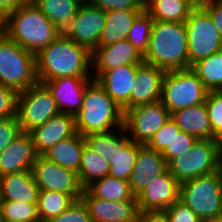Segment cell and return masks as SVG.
I'll list each match as a JSON object with an SVG mask.
<instances>
[{
	"label": "cell",
	"instance_id": "cell-1",
	"mask_svg": "<svg viewBox=\"0 0 222 222\" xmlns=\"http://www.w3.org/2000/svg\"><path fill=\"white\" fill-rule=\"evenodd\" d=\"M38 82L61 77H90L92 53L61 33L36 55Z\"/></svg>",
	"mask_w": 222,
	"mask_h": 222
},
{
	"label": "cell",
	"instance_id": "cell-2",
	"mask_svg": "<svg viewBox=\"0 0 222 222\" xmlns=\"http://www.w3.org/2000/svg\"><path fill=\"white\" fill-rule=\"evenodd\" d=\"M0 30L35 55L61 34L32 0L9 12L0 21Z\"/></svg>",
	"mask_w": 222,
	"mask_h": 222
},
{
	"label": "cell",
	"instance_id": "cell-3",
	"mask_svg": "<svg viewBox=\"0 0 222 222\" xmlns=\"http://www.w3.org/2000/svg\"><path fill=\"white\" fill-rule=\"evenodd\" d=\"M144 62L164 71L188 69L185 23L154 21Z\"/></svg>",
	"mask_w": 222,
	"mask_h": 222
},
{
	"label": "cell",
	"instance_id": "cell-4",
	"mask_svg": "<svg viewBox=\"0 0 222 222\" xmlns=\"http://www.w3.org/2000/svg\"><path fill=\"white\" fill-rule=\"evenodd\" d=\"M74 120L76 132L86 136L124 127V111L94 80L86 88L81 108Z\"/></svg>",
	"mask_w": 222,
	"mask_h": 222
},
{
	"label": "cell",
	"instance_id": "cell-5",
	"mask_svg": "<svg viewBox=\"0 0 222 222\" xmlns=\"http://www.w3.org/2000/svg\"><path fill=\"white\" fill-rule=\"evenodd\" d=\"M113 131L90 133L85 136L86 143L109 162L108 176L128 181L138 155V143L126 135L124 127L118 128L117 133Z\"/></svg>",
	"mask_w": 222,
	"mask_h": 222
},
{
	"label": "cell",
	"instance_id": "cell-6",
	"mask_svg": "<svg viewBox=\"0 0 222 222\" xmlns=\"http://www.w3.org/2000/svg\"><path fill=\"white\" fill-rule=\"evenodd\" d=\"M179 200L203 222H216L222 216V169L181 182Z\"/></svg>",
	"mask_w": 222,
	"mask_h": 222
},
{
	"label": "cell",
	"instance_id": "cell-7",
	"mask_svg": "<svg viewBox=\"0 0 222 222\" xmlns=\"http://www.w3.org/2000/svg\"><path fill=\"white\" fill-rule=\"evenodd\" d=\"M0 83L24 91L38 83L35 54L0 30Z\"/></svg>",
	"mask_w": 222,
	"mask_h": 222
},
{
	"label": "cell",
	"instance_id": "cell-8",
	"mask_svg": "<svg viewBox=\"0 0 222 222\" xmlns=\"http://www.w3.org/2000/svg\"><path fill=\"white\" fill-rule=\"evenodd\" d=\"M222 142L197 139L187 152L177 155L168 163V170L179 182L221 170Z\"/></svg>",
	"mask_w": 222,
	"mask_h": 222
},
{
	"label": "cell",
	"instance_id": "cell-9",
	"mask_svg": "<svg viewBox=\"0 0 222 222\" xmlns=\"http://www.w3.org/2000/svg\"><path fill=\"white\" fill-rule=\"evenodd\" d=\"M208 92L190 68L166 71L160 101L172 114L177 110L205 103Z\"/></svg>",
	"mask_w": 222,
	"mask_h": 222
},
{
	"label": "cell",
	"instance_id": "cell-10",
	"mask_svg": "<svg viewBox=\"0 0 222 222\" xmlns=\"http://www.w3.org/2000/svg\"><path fill=\"white\" fill-rule=\"evenodd\" d=\"M188 68L222 50V38L209 14L198 4L185 21Z\"/></svg>",
	"mask_w": 222,
	"mask_h": 222
},
{
	"label": "cell",
	"instance_id": "cell-11",
	"mask_svg": "<svg viewBox=\"0 0 222 222\" xmlns=\"http://www.w3.org/2000/svg\"><path fill=\"white\" fill-rule=\"evenodd\" d=\"M59 113L51 92L43 83L18 92L16 116L22 132H31Z\"/></svg>",
	"mask_w": 222,
	"mask_h": 222
},
{
	"label": "cell",
	"instance_id": "cell-12",
	"mask_svg": "<svg viewBox=\"0 0 222 222\" xmlns=\"http://www.w3.org/2000/svg\"><path fill=\"white\" fill-rule=\"evenodd\" d=\"M170 117L161 101L138 105L124 111V128L132 141L146 145Z\"/></svg>",
	"mask_w": 222,
	"mask_h": 222
},
{
	"label": "cell",
	"instance_id": "cell-13",
	"mask_svg": "<svg viewBox=\"0 0 222 222\" xmlns=\"http://www.w3.org/2000/svg\"><path fill=\"white\" fill-rule=\"evenodd\" d=\"M31 171L40 191H57L71 195L75 200L81 199L84 188L80 184L78 173L51 162L42 155L36 156Z\"/></svg>",
	"mask_w": 222,
	"mask_h": 222
},
{
	"label": "cell",
	"instance_id": "cell-14",
	"mask_svg": "<svg viewBox=\"0 0 222 222\" xmlns=\"http://www.w3.org/2000/svg\"><path fill=\"white\" fill-rule=\"evenodd\" d=\"M106 22V11L83 2L64 34L91 53L99 46V38Z\"/></svg>",
	"mask_w": 222,
	"mask_h": 222
},
{
	"label": "cell",
	"instance_id": "cell-15",
	"mask_svg": "<svg viewBox=\"0 0 222 222\" xmlns=\"http://www.w3.org/2000/svg\"><path fill=\"white\" fill-rule=\"evenodd\" d=\"M180 183L167 169L136 196L139 212L164 211L179 200Z\"/></svg>",
	"mask_w": 222,
	"mask_h": 222
},
{
	"label": "cell",
	"instance_id": "cell-16",
	"mask_svg": "<svg viewBox=\"0 0 222 222\" xmlns=\"http://www.w3.org/2000/svg\"><path fill=\"white\" fill-rule=\"evenodd\" d=\"M61 77L43 81L51 92L60 113L75 114L80 110L86 88L94 81L93 77Z\"/></svg>",
	"mask_w": 222,
	"mask_h": 222
},
{
	"label": "cell",
	"instance_id": "cell-17",
	"mask_svg": "<svg viewBox=\"0 0 222 222\" xmlns=\"http://www.w3.org/2000/svg\"><path fill=\"white\" fill-rule=\"evenodd\" d=\"M81 199L86 204L92 222H137V201H108L95 197L87 188Z\"/></svg>",
	"mask_w": 222,
	"mask_h": 222
},
{
	"label": "cell",
	"instance_id": "cell-18",
	"mask_svg": "<svg viewBox=\"0 0 222 222\" xmlns=\"http://www.w3.org/2000/svg\"><path fill=\"white\" fill-rule=\"evenodd\" d=\"M139 65H124L112 70L96 71L94 80L123 111L131 108V90Z\"/></svg>",
	"mask_w": 222,
	"mask_h": 222
},
{
	"label": "cell",
	"instance_id": "cell-19",
	"mask_svg": "<svg viewBox=\"0 0 222 222\" xmlns=\"http://www.w3.org/2000/svg\"><path fill=\"white\" fill-rule=\"evenodd\" d=\"M168 169L166 159L160 152L149 149L138 143V155L128 183L135 197L140 194L150 182Z\"/></svg>",
	"mask_w": 222,
	"mask_h": 222
},
{
	"label": "cell",
	"instance_id": "cell-20",
	"mask_svg": "<svg viewBox=\"0 0 222 222\" xmlns=\"http://www.w3.org/2000/svg\"><path fill=\"white\" fill-rule=\"evenodd\" d=\"M166 71L146 62L136 70L131 90V108L161 100L162 83Z\"/></svg>",
	"mask_w": 222,
	"mask_h": 222
},
{
	"label": "cell",
	"instance_id": "cell-21",
	"mask_svg": "<svg viewBox=\"0 0 222 222\" xmlns=\"http://www.w3.org/2000/svg\"><path fill=\"white\" fill-rule=\"evenodd\" d=\"M37 155L76 133L74 116L59 113L29 132Z\"/></svg>",
	"mask_w": 222,
	"mask_h": 222
},
{
	"label": "cell",
	"instance_id": "cell-22",
	"mask_svg": "<svg viewBox=\"0 0 222 222\" xmlns=\"http://www.w3.org/2000/svg\"><path fill=\"white\" fill-rule=\"evenodd\" d=\"M143 62L144 55L133 47L128 40L98 46L92 52V65H95L96 71L112 70L124 65H140Z\"/></svg>",
	"mask_w": 222,
	"mask_h": 222
},
{
	"label": "cell",
	"instance_id": "cell-23",
	"mask_svg": "<svg viewBox=\"0 0 222 222\" xmlns=\"http://www.w3.org/2000/svg\"><path fill=\"white\" fill-rule=\"evenodd\" d=\"M36 156L30 133L22 132L0 153V177L31 170Z\"/></svg>",
	"mask_w": 222,
	"mask_h": 222
},
{
	"label": "cell",
	"instance_id": "cell-24",
	"mask_svg": "<svg viewBox=\"0 0 222 222\" xmlns=\"http://www.w3.org/2000/svg\"><path fill=\"white\" fill-rule=\"evenodd\" d=\"M39 191L31 170L0 177V201L37 204Z\"/></svg>",
	"mask_w": 222,
	"mask_h": 222
},
{
	"label": "cell",
	"instance_id": "cell-25",
	"mask_svg": "<svg viewBox=\"0 0 222 222\" xmlns=\"http://www.w3.org/2000/svg\"><path fill=\"white\" fill-rule=\"evenodd\" d=\"M181 131L197 139L216 140L212 134L205 103L180 109L171 114Z\"/></svg>",
	"mask_w": 222,
	"mask_h": 222
},
{
	"label": "cell",
	"instance_id": "cell-26",
	"mask_svg": "<svg viewBox=\"0 0 222 222\" xmlns=\"http://www.w3.org/2000/svg\"><path fill=\"white\" fill-rule=\"evenodd\" d=\"M85 143V136L76 132L72 137L61 140L50 147L42 156L51 162L78 173Z\"/></svg>",
	"mask_w": 222,
	"mask_h": 222
},
{
	"label": "cell",
	"instance_id": "cell-27",
	"mask_svg": "<svg viewBox=\"0 0 222 222\" xmlns=\"http://www.w3.org/2000/svg\"><path fill=\"white\" fill-rule=\"evenodd\" d=\"M198 0H144V10L154 21L185 23Z\"/></svg>",
	"mask_w": 222,
	"mask_h": 222
},
{
	"label": "cell",
	"instance_id": "cell-28",
	"mask_svg": "<svg viewBox=\"0 0 222 222\" xmlns=\"http://www.w3.org/2000/svg\"><path fill=\"white\" fill-rule=\"evenodd\" d=\"M143 10L144 9L107 11L105 26L99 38V46H106L126 40L135 18Z\"/></svg>",
	"mask_w": 222,
	"mask_h": 222
},
{
	"label": "cell",
	"instance_id": "cell-29",
	"mask_svg": "<svg viewBox=\"0 0 222 222\" xmlns=\"http://www.w3.org/2000/svg\"><path fill=\"white\" fill-rule=\"evenodd\" d=\"M41 12L64 33L73 21L81 0H32Z\"/></svg>",
	"mask_w": 222,
	"mask_h": 222
},
{
	"label": "cell",
	"instance_id": "cell-30",
	"mask_svg": "<svg viewBox=\"0 0 222 222\" xmlns=\"http://www.w3.org/2000/svg\"><path fill=\"white\" fill-rule=\"evenodd\" d=\"M109 170V162L85 143L82 151L81 165L78 172L81 186L86 189L94 181L108 176Z\"/></svg>",
	"mask_w": 222,
	"mask_h": 222
},
{
	"label": "cell",
	"instance_id": "cell-31",
	"mask_svg": "<svg viewBox=\"0 0 222 222\" xmlns=\"http://www.w3.org/2000/svg\"><path fill=\"white\" fill-rule=\"evenodd\" d=\"M87 189L95 197L108 201H137L128 181L110 176L94 181Z\"/></svg>",
	"mask_w": 222,
	"mask_h": 222
},
{
	"label": "cell",
	"instance_id": "cell-32",
	"mask_svg": "<svg viewBox=\"0 0 222 222\" xmlns=\"http://www.w3.org/2000/svg\"><path fill=\"white\" fill-rule=\"evenodd\" d=\"M190 69L209 91L222 90V50L197 61Z\"/></svg>",
	"mask_w": 222,
	"mask_h": 222
},
{
	"label": "cell",
	"instance_id": "cell-33",
	"mask_svg": "<svg viewBox=\"0 0 222 222\" xmlns=\"http://www.w3.org/2000/svg\"><path fill=\"white\" fill-rule=\"evenodd\" d=\"M75 199L57 191H39L37 212L40 222L59 216L68 209Z\"/></svg>",
	"mask_w": 222,
	"mask_h": 222
},
{
	"label": "cell",
	"instance_id": "cell-34",
	"mask_svg": "<svg viewBox=\"0 0 222 222\" xmlns=\"http://www.w3.org/2000/svg\"><path fill=\"white\" fill-rule=\"evenodd\" d=\"M154 20L143 10L134 20L126 40L143 55L147 52Z\"/></svg>",
	"mask_w": 222,
	"mask_h": 222
},
{
	"label": "cell",
	"instance_id": "cell-35",
	"mask_svg": "<svg viewBox=\"0 0 222 222\" xmlns=\"http://www.w3.org/2000/svg\"><path fill=\"white\" fill-rule=\"evenodd\" d=\"M0 220L16 222H40L37 204L16 201H0Z\"/></svg>",
	"mask_w": 222,
	"mask_h": 222
},
{
	"label": "cell",
	"instance_id": "cell-36",
	"mask_svg": "<svg viewBox=\"0 0 222 222\" xmlns=\"http://www.w3.org/2000/svg\"><path fill=\"white\" fill-rule=\"evenodd\" d=\"M214 138L222 142V90L209 91L205 100Z\"/></svg>",
	"mask_w": 222,
	"mask_h": 222
},
{
	"label": "cell",
	"instance_id": "cell-37",
	"mask_svg": "<svg viewBox=\"0 0 222 222\" xmlns=\"http://www.w3.org/2000/svg\"><path fill=\"white\" fill-rule=\"evenodd\" d=\"M176 122L170 117L169 120L154 134L152 139L146 144L149 149L162 152L171 140L180 132Z\"/></svg>",
	"mask_w": 222,
	"mask_h": 222
},
{
	"label": "cell",
	"instance_id": "cell-38",
	"mask_svg": "<svg viewBox=\"0 0 222 222\" xmlns=\"http://www.w3.org/2000/svg\"><path fill=\"white\" fill-rule=\"evenodd\" d=\"M197 138L191 134L180 131L175 134L170 144L161 152V155L166 159L168 163L171 159L177 155L186 153L188 149L192 148Z\"/></svg>",
	"mask_w": 222,
	"mask_h": 222
},
{
	"label": "cell",
	"instance_id": "cell-39",
	"mask_svg": "<svg viewBox=\"0 0 222 222\" xmlns=\"http://www.w3.org/2000/svg\"><path fill=\"white\" fill-rule=\"evenodd\" d=\"M45 222H92L89 210L82 199L75 200L73 204L59 216Z\"/></svg>",
	"mask_w": 222,
	"mask_h": 222
},
{
	"label": "cell",
	"instance_id": "cell-40",
	"mask_svg": "<svg viewBox=\"0 0 222 222\" xmlns=\"http://www.w3.org/2000/svg\"><path fill=\"white\" fill-rule=\"evenodd\" d=\"M21 133L22 129L17 116L0 119V153Z\"/></svg>",
	"mask_w": 222,
	"mask_h": 222
},
{
	"label": "cell",
	"instance_id": "cell-41",
	"mask_svg": "<svg viewBox=\"0 0 222 222\" xmlns=\"http://www.w3.org/2000/svg\"><path fill=\"white\" fill-rule=\"evenodd\" d=\"M18 92L0 83V119L16 116Z\"/></svg>",
	"mask_w": 222,
	"mask_h": 222
},
{
	"label": "cell",
	"instance_id": "cell-42",
	"mask_svg": "<svg viewBox=\"0 0 222 222\" xmlns=\"http://www.w3.org/2000/svg\"><path fill=\"white\" fill-rule=\"evenodd\" d=\"M164 212L169 222H203L191 208L180 200L169 206Z\"/></svg>",
	"mask_w": 222,
	"mask_h": 222
},
{
	"label": "cell",
	"instance_id": "cell-43",
	"mask_svg": "<svg viewBox=\"0 0 222 222\" xmlns=\"http://www.w3.org/2000/svg\"><path fill=\"white\" fill-rule=\"evenodd\" d=\"M91 5L104 11L144 9V0H89Z\"/></svg>",
	"mask_w": 222,
	"mask_h": 222
},
{
	"label": "cell",
	"instance_id": "cell-44",
	"mask_svg": "<svg viewBox=\"0 0 222 222\" xmlns=\"http://www.w3.org/2000/svg\"><path fill=\"white\" fill-rule=\"evenodd\" d=\"M198 4L209 14L222 38V0H198Z\"/></svg>",
	"mask_w": 222,
	"mask_h": 222
},
{
	"label": "cell",
	"instance_id": "cell-45",
	"mask_svg": "<svg viewBox=\"0 0 222 222\" xmlns=\"http://www.w3.org/2000/svg\"><path fill=\"white\" fill-rule=\"evenodd\" d=\"M137 222H169L164 211L139 212Z\"/></svg>",
	"mask_w": 222,
	"mask_h": 222
},
{
	"label": "cell",
	"instance_id": "cell-46",
	"mask_svg": "<svg viewBox=\"0 0 222 222\" xmlns=\"http://www.w3.org/2000/svg\"><path fill=\"white\" fill-rule=\"evenodd\" d=\"M30 0H0V21L11 11L28 3Z\"/></svg>",
	"mask_w": 222,
	"mask_h": 222
},
{
	"label": "cell",
	"instance_id": "cell-47",
	"mask_svg": "<svg viewBox=\"0 0 222 222\" xmlns=\"http://www.w3.org/2000/svg\"><path fill=\"white\" fill-rule=\"evenodd\" d=\"M0 222H16V221L0 220Z\"/></svg>",
	"mask_w": 222,
	"mask_h": 222
},
{
	"label": "cell",
	"instance_id": "cell-48",
	"mask_svg": "<svg viewBox=\"0 0 222 222\" xmlns=\"http://www.w3.org/2000/svg\"><path fill=\"white\" fill-rule=\"evenodd\" d=\"M216 222H222V216Z\"/></svg>",
	"mask_w": 222,
	"mask_h": 222
}]
</instances>
